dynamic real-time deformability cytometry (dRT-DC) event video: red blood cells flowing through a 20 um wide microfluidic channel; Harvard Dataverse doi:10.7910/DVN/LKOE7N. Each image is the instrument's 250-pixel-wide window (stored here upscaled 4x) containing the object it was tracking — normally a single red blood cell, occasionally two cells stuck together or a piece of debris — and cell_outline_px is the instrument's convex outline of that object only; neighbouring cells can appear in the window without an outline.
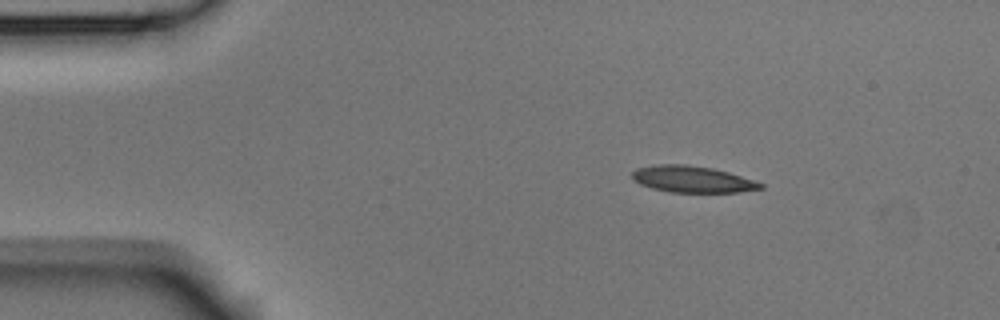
{"species": "Egyptian fruit bat (a non-hibernating species)", "species_latin": "Rousettus aegyptiacus", "temperature_condition": "room temperature", "stored_images_in_passage": 4, "segment_of_instrument_passage": [1, 2], "camera_frame_rate_fps": 3000, "um_per_image_px": 0.085, "animal": {"sex": "male"}, "frame": {"image": 1, "passage_image": 1, "time_ms": 0.0, "image_size_px": [1000, 320], "cell_outline_px": [[764, 188], [736, 192], [668, 192], [652, 188], [640, 184], [632, 180], [632, 172], [636, 168], [660, 164], [688, 164], [712, 168], [728, 172], [756, 180], [764, 184]], "centroid_in_image_um": [58.85, 15.23], "position_along_channel_um": 26.2, "area_um2": 19.94}}